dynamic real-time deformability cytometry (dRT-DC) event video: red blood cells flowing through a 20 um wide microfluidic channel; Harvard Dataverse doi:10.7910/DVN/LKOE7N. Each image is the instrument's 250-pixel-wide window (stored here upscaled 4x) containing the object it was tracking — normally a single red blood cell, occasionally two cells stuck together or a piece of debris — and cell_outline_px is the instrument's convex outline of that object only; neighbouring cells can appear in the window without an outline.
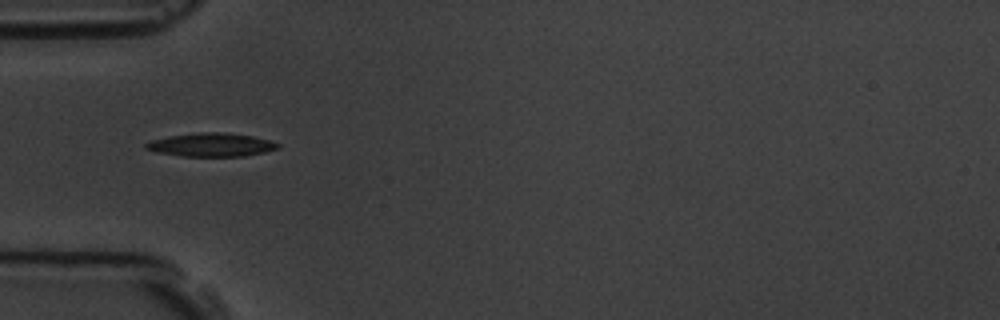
{"species": "common noctule bat (a hibernating species)", "species_latin": "Nyctalus noctula", "temperature_condition": "room temperature", "stored_images_in_passage": 7, "camera_frame_rate_fps": 3000, "um_per_image_px": 0.085, "animal": {"sex": "male", "body_mass_g": 19.5, "forearm_length_mm": 54.6}, "frame": {"image": 1, "passage_image": 5, "time_ms": 4.667, "image_size_px": [1000, 320], "cell_outline_px": [[280, 148], [264, 152], [244, 156], [184, 156], [156, 152], [144, 148], [144, 144], [152, 140], [168, 136], [200, 132], [220, 132], [252, 136], [268, 140], [280, 144]], "centroid_in_image_um": [17.94, 12.31], "position_along_channel_um": 67.1, "area_um2": 17.92}}
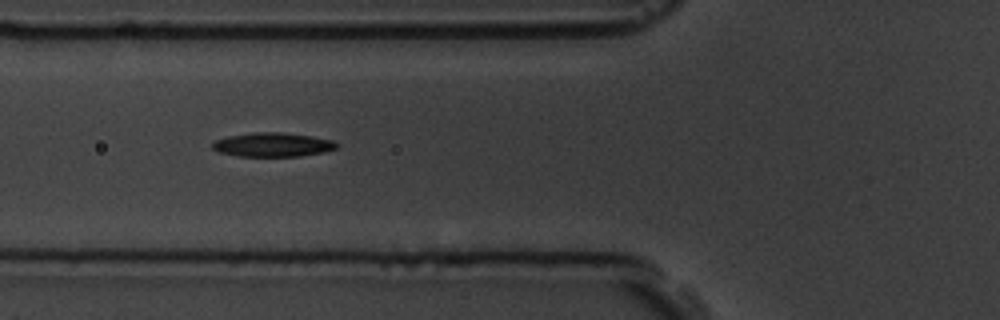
{"frame": {"image": 2, "passage_image": 6, "time_ms": 5.667, "image_size_px": [1000, 320], "cell_outline_px": [[340, 144], [336, 148], [324, 152], [300, 156], [240, 156], [220, 152], [212, 148], [212, 144], [216, 140], [228, 136], [256, 132], [284, 132], [312, 136], [332, 140]], "centroid_in_image_um": [23.22, 12.29], "position_along_channel_um": 102.6, "area_um2": 17.34}}
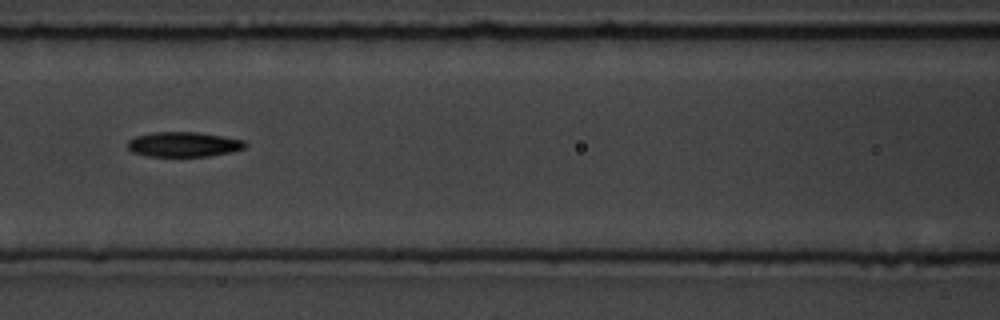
{"frame": {"image": 3, "passage_image": 7, "time_ms": 7.0, "image_size_px": [1000, 320], "cell_outline_px": [[248, 144], [244, 148], [232, 152], [208, 156], [148, 156], [132, 152], [128, 148], [128, 140], [136, 136], [152, 132], [196, 132], [224, 136], [244, 140]], "centroid_in_image_um": [15.62, 12.27], "position_along_channel_um": 151.0, "area_um2": 17.11}}